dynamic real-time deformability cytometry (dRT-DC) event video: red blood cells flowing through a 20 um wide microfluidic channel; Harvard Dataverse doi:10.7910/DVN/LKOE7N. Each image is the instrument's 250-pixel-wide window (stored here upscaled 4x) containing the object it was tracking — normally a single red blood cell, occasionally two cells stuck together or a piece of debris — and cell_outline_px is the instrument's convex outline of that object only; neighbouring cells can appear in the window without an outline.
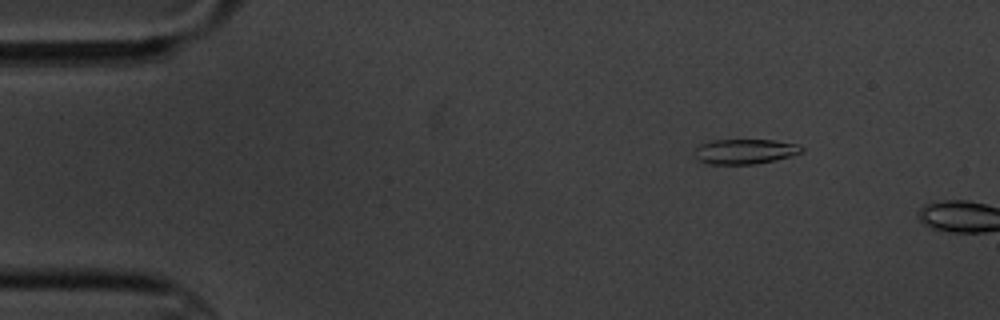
{"species": "common noctule bat (a hibernating species)", "species_latin": "Nyctalus noctula", "temperature_condition": "cold", "stored_images_in_passage": 2, "camera_frame_rate_fps": 3000, "um_per_image_px": 0.085, "animal": {"sex": "male", "body_mass_g": 20.1, "forearm_length_mm": 53.5}, "frame": {"image": 1, "passage_image": 1, "time_ms": 0.0, "image_size_px": [1000, 320], "cell_outline_px": [[804, 152], [792, 156], [756, 164], [708, 164], [700, 160], [696, 156], [696, 148], [700, 144], [712, 140], [772, 140], [796, 144], [804, 148]], "centroid_in_image_um": [63.35, 12.87], "position_along_channel_um": 21.6, "area_um2": 15.49}}